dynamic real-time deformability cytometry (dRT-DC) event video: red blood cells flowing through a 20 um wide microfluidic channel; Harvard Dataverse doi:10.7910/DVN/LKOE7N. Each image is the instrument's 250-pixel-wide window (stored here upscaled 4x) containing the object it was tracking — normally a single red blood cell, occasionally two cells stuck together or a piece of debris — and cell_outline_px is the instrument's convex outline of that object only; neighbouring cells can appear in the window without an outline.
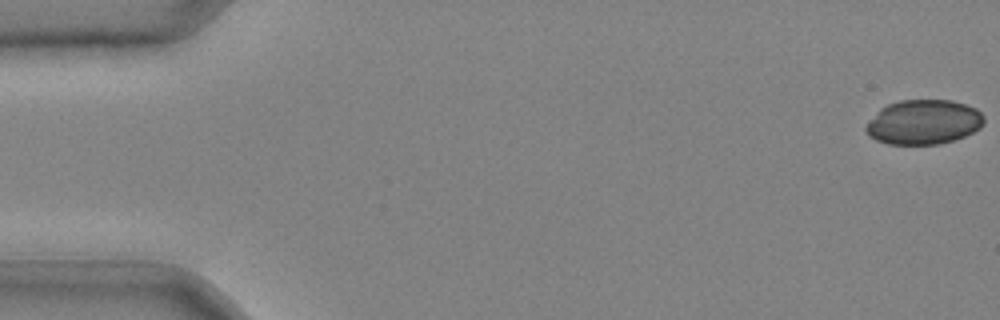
{"species": "common noctule bat (a hibernating species)", "species_latin": "Nyctalus noctula", "temperature_condition": "cold", "stored_images_in_passage": 40, "camera_frame_rate_fps": 3000, "um_per_image_px": 0.085, "animal": {"sex": "male", "body_mass_g": 20.4}, "frame": {"image": 1, "passage_image": 1, "time_ms": 0.0, "image_size_px": [1000, 320], "cell_outline_px": [[984, 124], [980, 128], [964, 136], [940, 144], [888, 144], [876, 140], [868, 136], [864, 128], [880, 108], [888, 104], [900, 100], [952, 100], [976, 108], [984, 116]], "centroid_in_image_um": [78.5, 10.38], "position_along_channel_um": 6.5, "area_um2": 30.69}}
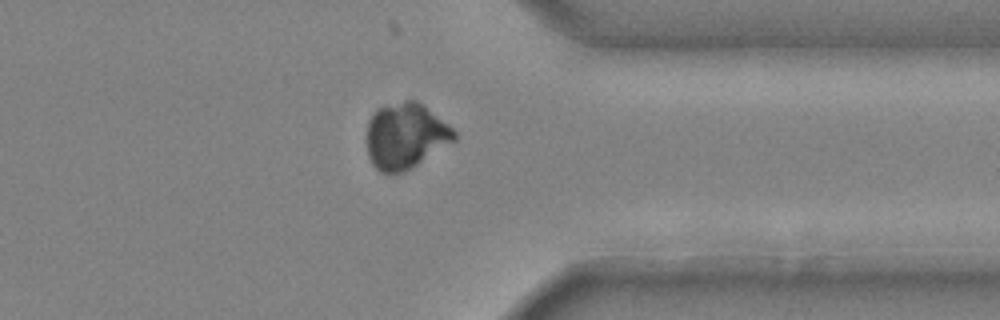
{"frame": {"image": 2, "passage_image": 35, "time_ms": 11.333, "image_size_px": [1000, 320], "cell_outline_px": [[456, 140], [404, 172], [388, 176], [380, 172], [372, 164], [368, 156], [368, 120], [376, 108], [404, 100], [416, 100], [448, 124], [456, 132]], "centroid_in_image_um": [34.45, 11.57], "position_along_channel_um": 377.0, "area_um2": 33.52}}
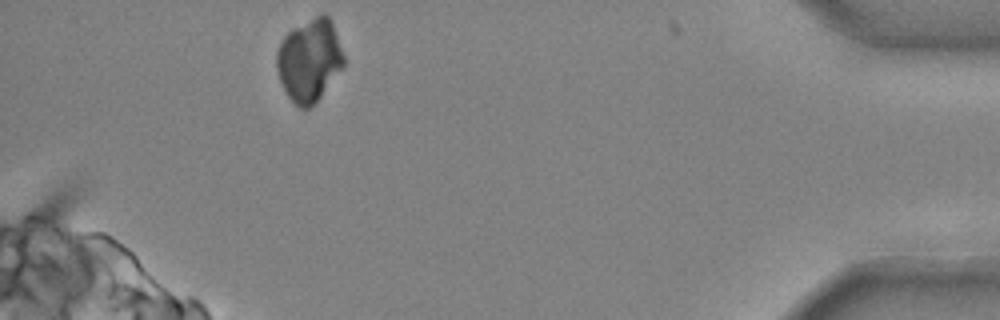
{"frame": {"image": 3, "passage_image": 40, "time_ms": 13.0, "image_size_px": [1000, 320], "cell_outline_px": [[344, 68], [320, 96], [308, 108], [300, 108], [288, 96], [280, 80], [276, 68], [276, 52], [284, 36], [292, 28], [320, 12], [324, 12], [328, 16], [332, 24], [344, 56]], "centroid_in_image_um": [26.29, 5.08], "position_along_channel_um": 408.9, "area_um2": 32.14}}